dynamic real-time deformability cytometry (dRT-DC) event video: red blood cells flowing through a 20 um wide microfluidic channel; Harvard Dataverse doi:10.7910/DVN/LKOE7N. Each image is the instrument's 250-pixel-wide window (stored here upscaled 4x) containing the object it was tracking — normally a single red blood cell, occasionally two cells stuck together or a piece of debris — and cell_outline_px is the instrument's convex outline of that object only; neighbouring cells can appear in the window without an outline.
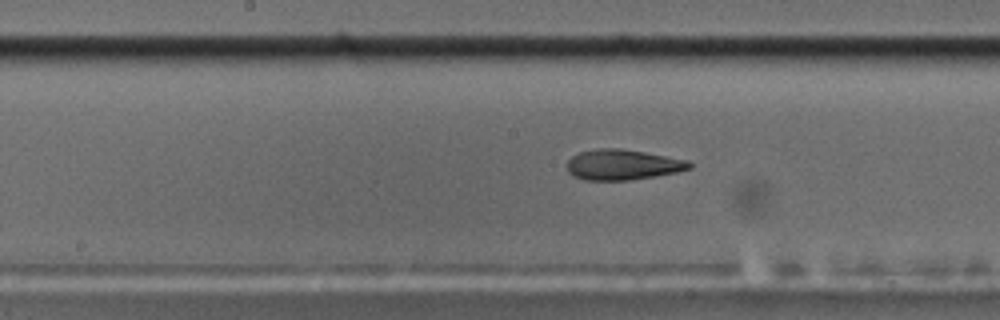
{"species": "common noctule bat (a hibernating species)", "species_latin": "Nyctalus noctula", "temperature_condition": "cold", "stored_images_in_passage": 53, "camera_frame_rate_fps": 3000, "um_per_image_px": 0.085, "animal": {"sex": "male", "body_mass_g": 17.5, "forearm_length_mm": 52.3}, "frame": {"image": 1, "passage_image": 26, "time_ms": 8.333, "image_size_px": [1000, 320], "cell_outline_px": [[692, 168], [676, 172], [656, 176], [628, 180], [584, 180], [572, 176], [568, 172], [568, 160], [572, 156], [580, 152], [600, 148], [620, 148], [644, 152], [688, 160], [692, 164]], "centroid_in_image_um": [52.92, 14.0], "position_along_channel_um": 195.3, "area_um2": 21.68}}
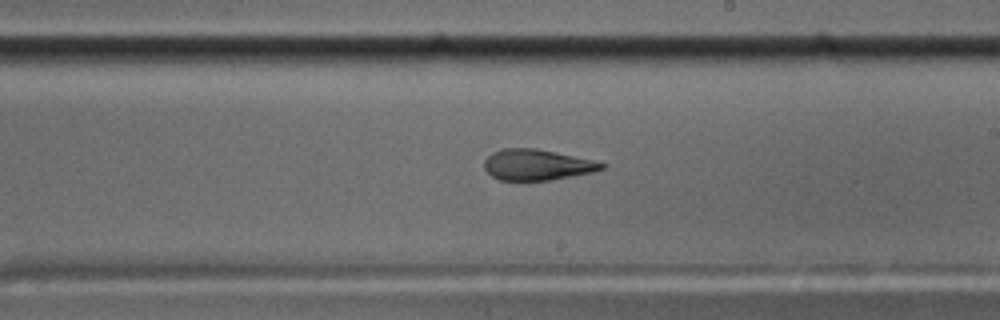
{"frame": {"image": 2, "passage_image": 30, "time_ms": 9.667, "image_size_px": [1000, 320], "cell_outline_px": [[604, 168], [592, 172], [548, 180], [500, 180], [492, 176], [484, 168], [484, 160], [492, 152], [504, 148], [536, 148], [592, 160], [604, 164]], "centroid_in_image_um": [45.58, 14.0], "position_along_channel_um": 243.4, "area_um2": 20.75}}
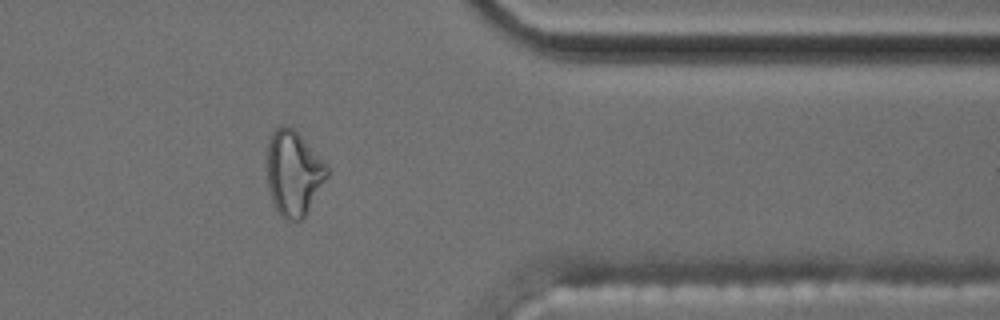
{"frame": {"image": 3, "passage_image": 43, "time_ms": 14.0, "image_size_px": [1000, 320], "cell_outline_px": [[328, 176], [304, 216], [300, 220], [284, 220], [280, 216], [272, 200], [268, 188], [268, 140], [272, 132], [280, 124], [288, 124], [328, 164]], "centroid_in_image_um": [24.95, 14.7], "position_along_channel_um": 386.5, "area_um2": 29.54}, "authors_computed_cell_mechanics": {"area_um2": 21.675, "velocity_mm_per_s": 3.616, "shape_relaxation_time_tau1_ms": null, "shape_relaxation_time_tau2_ms": 2.7705, "deformation_change_tau1": null, "deformation_change_tau2": 0.118}}